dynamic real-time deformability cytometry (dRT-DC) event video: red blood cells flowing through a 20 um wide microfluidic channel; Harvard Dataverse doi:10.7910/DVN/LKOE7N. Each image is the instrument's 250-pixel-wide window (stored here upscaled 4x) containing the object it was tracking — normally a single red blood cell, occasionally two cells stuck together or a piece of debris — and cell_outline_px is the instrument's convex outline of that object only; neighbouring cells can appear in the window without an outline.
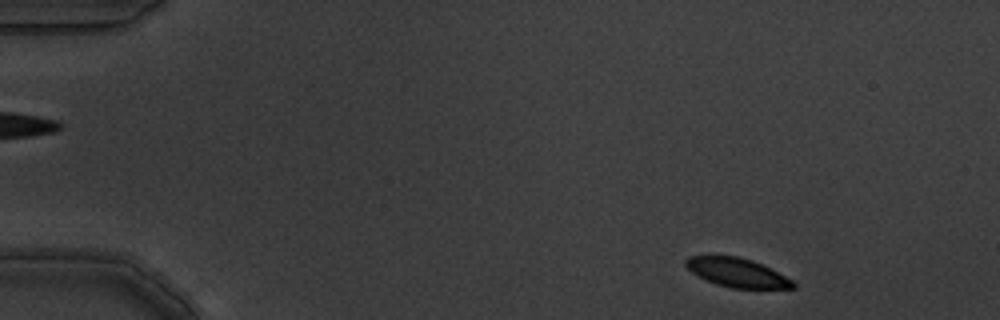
{"species": "common noctule bat (a hibernating species)", "species_latin": "Nyctalus noctula", "temperature_condition": "warm", "stored_images_in_passage": 7, "segment_of_instrument_passage": [2, 2], "camera_frame_rate_fps": 3000, "um_per_image_px": 0.085, "animal": {"sex": "male", "body_mass_g": 19.5, "forearm_length_mm": 54.6}, "frame": {"image": 1, "passage_image": 7, "time_ms": 2.0, "image_size_px": [1000, 320], "cell_outline_px": [[796, 288], [732, 288], [716, 284], [692, 272], [684, 264], [684, 260], [688, 256], [736, 256], [752, 260], [792, 280], [796, 284]], "centroid_in_image_um": [62.63, 23.17], "position_along_channel_um": 22.4, "area_um2": 17.69}}